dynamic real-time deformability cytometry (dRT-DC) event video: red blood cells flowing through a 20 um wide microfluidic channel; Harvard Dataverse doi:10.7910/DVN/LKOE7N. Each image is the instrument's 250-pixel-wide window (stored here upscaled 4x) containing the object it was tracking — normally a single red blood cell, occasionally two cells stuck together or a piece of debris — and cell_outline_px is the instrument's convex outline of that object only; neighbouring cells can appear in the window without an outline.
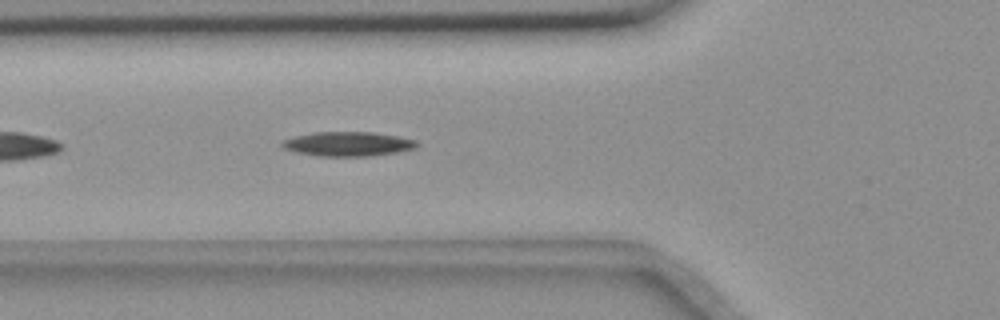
{"species": "common noctule bat (a hibernating species)", "species_latin": "Nyctalus noctula", "temperature_condition": "room temperature", "stored_images_in_passage": 4, "camera_frame_rate_fps": 3000, "um_per_image_px": 0.085, "animal": {"sex": "female", "body_mass_g": 18.4}, "frame": {"image": 1, "passage_image": 4, "time_ms": 5.0, "image_size_px": [1000, 320], "cell_outline_px": [[420, 144], [412, 148], [396, 152], [368, 156], [320, 156], [296, 152], [284, 148], [280, 144], [284, 140], [296, 136], [312, 132], [372, 132], [396, 136], [416, 140]], "centroid_in_image_um": [29.55, 12.23], "position_along_channel_um": 96.2, "area_um2": 18.9}}